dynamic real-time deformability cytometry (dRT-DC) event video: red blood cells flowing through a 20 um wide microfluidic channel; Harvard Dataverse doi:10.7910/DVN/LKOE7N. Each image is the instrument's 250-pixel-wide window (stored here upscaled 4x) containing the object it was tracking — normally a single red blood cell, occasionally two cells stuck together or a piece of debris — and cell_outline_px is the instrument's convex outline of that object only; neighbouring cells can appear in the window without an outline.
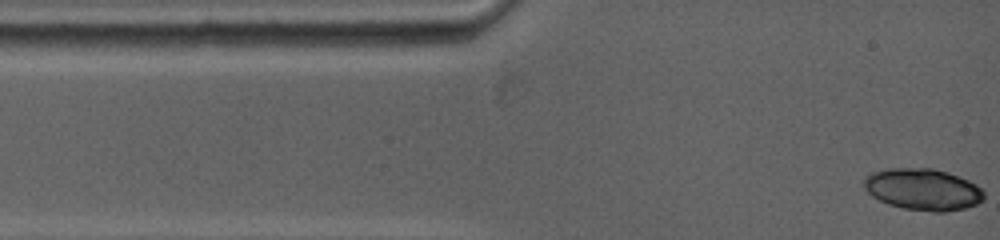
{"species": "common noctule bat (a hibernating species)", "species_latin": "Nyctalus noctula", "temperature_condition": "warm", "stored_images_in_passage": 7, "camera_frame_rate_fps": 5000, "um_per_image_px": 0.085, "animal": {"sex": "female", "body_mass_g": 19.0, "forearm_length_mm": 53.3}, "frame": {"image": 1, "passage_image": 1, "time_ms": 0.0, "image_size_px": [1000, 240], "cell_outline_px": [[984, 200], [976, 204], [964, 208], [944, 212], [932, 212], [904, 208], [888, 204], [872, 196], [864, 188], [864, 180], [872, 172], [888, 168], [932, 168], [948, 172], [960, 176], [976, 184], [984, 192]], "centroid_in_image_um": [78.47, 16.09], "position_along_channel_um": 6.5, "area_um2": 29.13}}
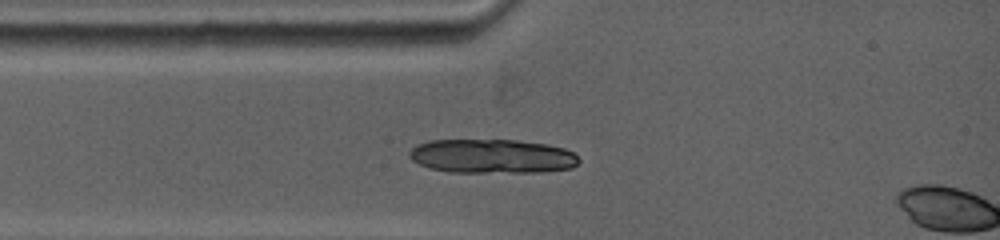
{"frame": {"image": 2, "passage_image": 6, "time_ms": 2.2, "image_size_px": [1000, 240], "cell_outline_px": [[580, 160], [572, 168], [544, 172], [452, 172], [432, 168], [420, 164], [412, 160], [408, 156], [408, 152], [412, 148], [428, 140], [516, 140], [544, 144], [564, 148], [572, 152]], "centroid_in_image_um": [41.83, 13.28], "position_along_channel_um": 43.2, "area_um2": 33.58}}